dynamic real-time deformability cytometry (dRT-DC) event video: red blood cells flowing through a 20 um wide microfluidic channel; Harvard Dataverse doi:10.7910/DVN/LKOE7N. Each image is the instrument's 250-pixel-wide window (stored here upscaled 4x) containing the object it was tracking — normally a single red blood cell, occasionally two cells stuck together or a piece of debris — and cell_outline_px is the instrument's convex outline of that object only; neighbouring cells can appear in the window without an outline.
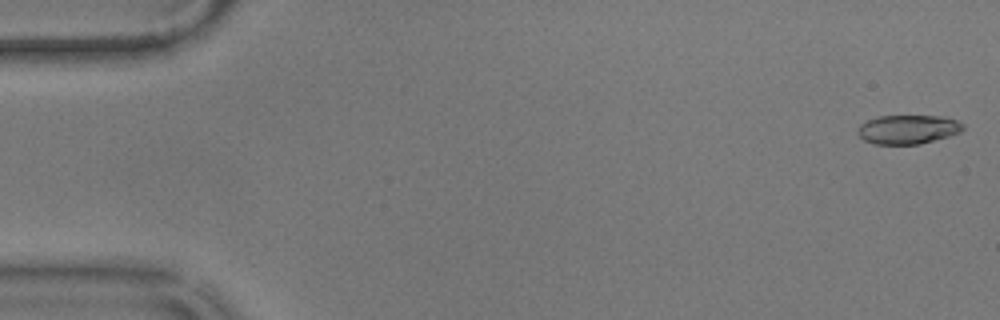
{"species": "common noctule bat (a hibernating species)", "species_latin": "Nyctalus noctula", "temperature_condition": "warm", "stored_images_in_passage": 21, "camera_frame_rate_fps": 3000, "um_per_image_px": 0.085, "animal": {"sex": "male", "body_mass_g": 17.9}, "frame": {"image": 1, "passage_image": 1, "time_ms": 0.0, "image_size_px": [1000, 320], "cell_outline_px": [[964, 128], [960, 132], [948, 136], [920, 144], [876, 144], [864, 140], [856, 132], [860, 124], [868, 120], [880, 116], [944, 116], [956, 120], [964, 124]], "centroid_in_image_um": [77.18, 10.99], "position_along_channel_um": 7.8, "area_um2": 17.74}}
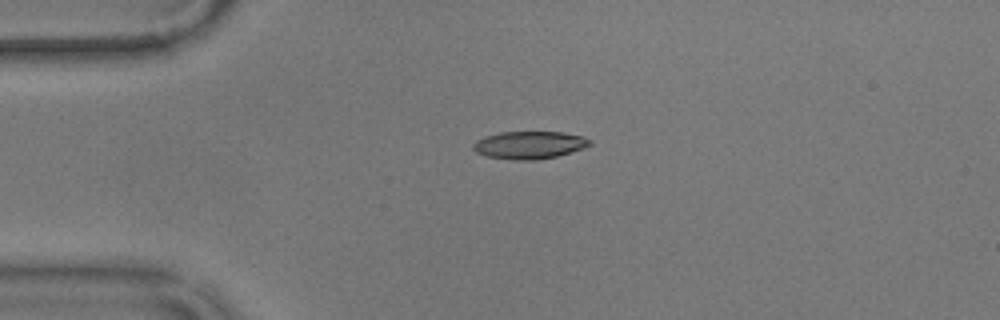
{"frame": {"image": 2, "passage_image": 13, "time_ms": 4.0, "image_size_px": [1000, 320], "cell_outline_px": [[592, 144], [556, 156], [536, 160], [516, 160], [488, 156], [476, 152], [472, 148], [472, 144], [476, 140], [484, 136], [500, 132], [564, 132], [580, 136], [592, 140]], "centroid_in_image_um": [44.95, 12.31], "position_along_channel_um": 40.1, "area_um2": 18.55}}